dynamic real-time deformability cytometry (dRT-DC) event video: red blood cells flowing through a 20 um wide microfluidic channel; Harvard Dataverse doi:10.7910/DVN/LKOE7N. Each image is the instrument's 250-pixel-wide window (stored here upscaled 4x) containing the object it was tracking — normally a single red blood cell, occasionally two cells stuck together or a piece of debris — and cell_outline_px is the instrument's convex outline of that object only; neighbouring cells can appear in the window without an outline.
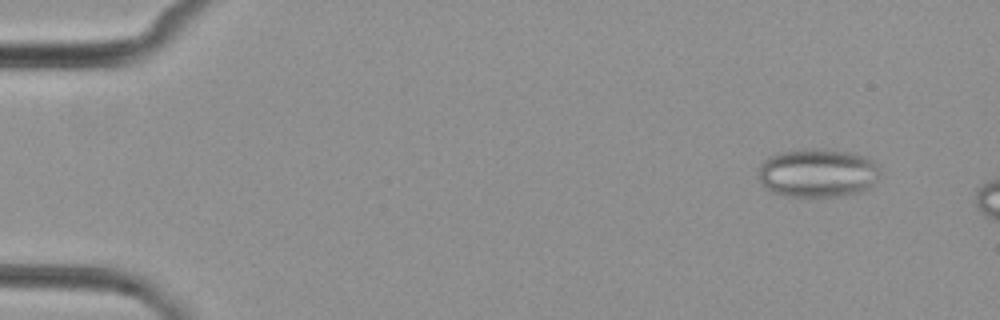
{"species": "common noctule bat (a hibernating species)", "species_latin": "Nyctalus noctula", "temperature_condition": "cold", "stored_images_in_passage": 5, "camera_frame_rate_fps": 3000, "um_per_image_px": 0.085, "animal": {"sex": "female", "body_mass_g": 29.2, "forearm_length_mm": 56.3}, "frame": {"image": 1, "passage_image": 2, "time_ms": 1.0, "image_size_px": [1000, 320], "cell_outline_px": [[880, 176], [868, 188], [860, 192], [840, 196], [784, 196], [772, 192], [764, 188], [760, 180], [760, 164], [768, 156], [780, 152], [804, 148], [824, 148], [848, 152], [864, 156], [880, 164]], "centroid_in_image_um": [69.51, 14.69], "position_along_channel_um": 15.5, "area_um2": 34.91}}